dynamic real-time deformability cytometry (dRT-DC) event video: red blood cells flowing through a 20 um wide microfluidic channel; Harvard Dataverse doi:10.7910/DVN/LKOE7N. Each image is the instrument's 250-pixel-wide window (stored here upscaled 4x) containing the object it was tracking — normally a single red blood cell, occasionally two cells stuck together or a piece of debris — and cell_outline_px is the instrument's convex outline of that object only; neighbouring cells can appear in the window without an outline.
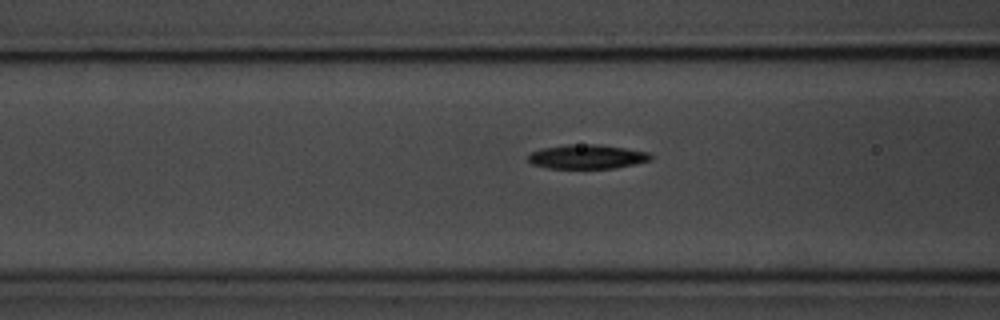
{"species": "common noctule bat (a hibernating species)", "species_latin": "Nyctalus noctula", "temperature_condition": "room temperature", "stored_images_in_passage": 41, "camera_frame_rate_fps": 3000, "um_per_image_px": 0.085, "animal": {"sex": "male", "body_mass_g": 20.1, "forearm_length_mm": 53.5}, "frame": {"image": 1, "passage_image": 12, "time_ms": 3.667, "image_size_px": [1000, 320], "cell_outline_px": [[652, 160], [616, 168], [548, 168], [532, 164], [528, 160], [528, 156], [532, 152], [540, 148], [568, 144], [596, 144], [624, 148], [648, 152], [652, 156]], "centroid_in_image_um": [49.89, 13.32], "position_along_channel_um": 116.7, "area_um2": 17.28}}
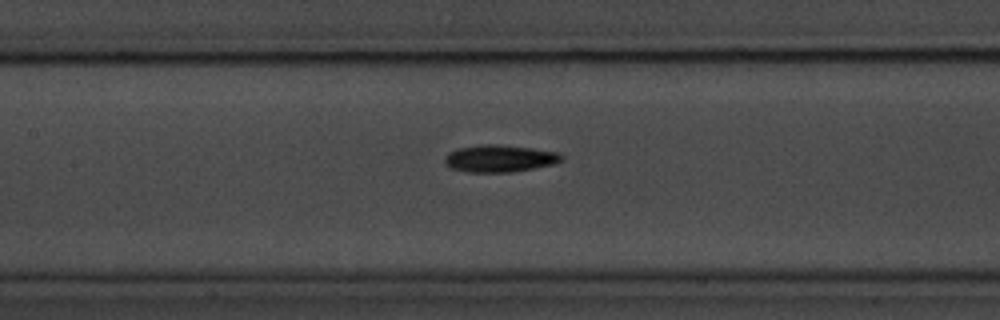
{"frame": {"image": 2, "passage_image": 16, "time_ms": 5.0, "image_size_px": [1000, 320], "cell_outline_px": [[564, 160], [552, 164], [532, 168], [508, 172], [468, 172], [452, 168], [444, 160], [448, 152], [460, 148], [480, 144], [500, 144], [532, 148], [560, 152], [564, 156]], "centroid_in_image_um": [42.51, 13.45], "position_along_channel_um": 164.9, "area_um2": 18.38}}
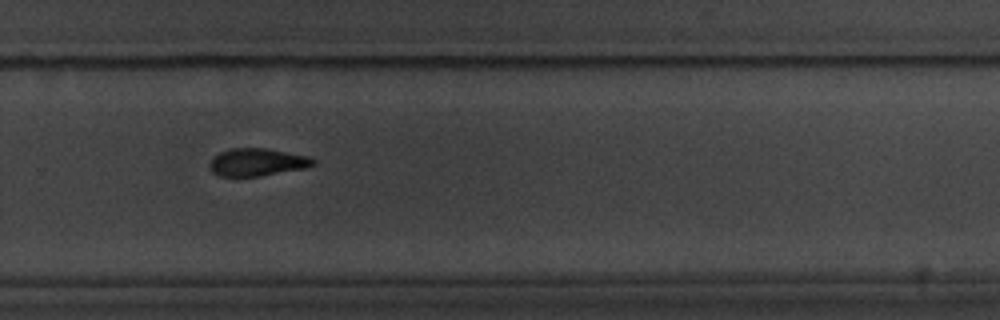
{"frame": {"image": 3, "passage_image": 28, "time_ms": 9.0, "image_size_px": [1000, 320], "cell_outline_px": [[316, 164], [308, 168], [260, 176], [220, 176], [212, 172], [212, 160], [220, 152], [232, 148], [268, 148], [308, 156], [316, 160]], "centroid_in_image_um": [21.95, 13.78], "position_along_channel_um": 307.8, "area_um2": 16.59}, "authors_computed_cell_mechanics": {"area_um2": 17.2822, "velocity_mm_per_s": 3.5862, "shape_relaxation_time_tau1_ms": 2.8166, "shape_relaxation_time_tau2_ms": 6.8093, "deformation_change_tau1": 0.1154, "deformation_change_tau2": 0.1401}}